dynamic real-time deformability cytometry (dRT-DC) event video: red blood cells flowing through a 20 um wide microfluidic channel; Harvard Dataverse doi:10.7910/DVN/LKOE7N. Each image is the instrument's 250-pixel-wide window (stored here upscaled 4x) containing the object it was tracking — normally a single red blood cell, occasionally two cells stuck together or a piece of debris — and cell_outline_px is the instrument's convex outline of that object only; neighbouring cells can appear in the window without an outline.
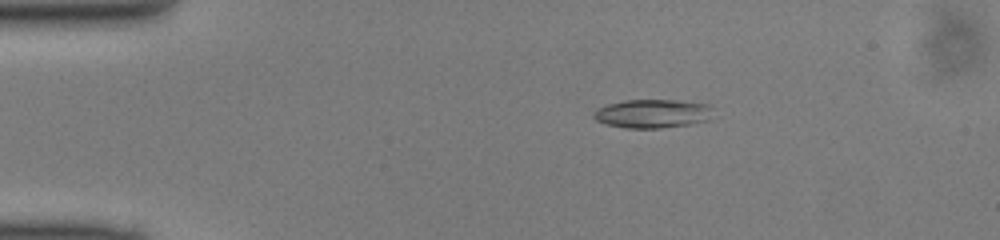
{"species": "common noctule bat (a hibernating species)", "species_latin": "Nyctalus noctula", "temperature_condition": "cold", "stored_images_in_passage": 41, "camera_frame_rate_fps": 3000, "um_per_image_px": 0.085, "animal": {"sex": "male", "body_mass_g": 13.0, "forearm_length_mm": 53.1}, "frame": {"image": 1, "passage_image": 1, "time_ms": 0.0, "image_size_px": [1000, 240], "cell_outline_px": [[720, 116], [712, 120], [692, 124], [660, 128], [624, 128], [604, 124], [596, 120], [592, 116], [592, 112], [596, 108], [608, 104], [624, 100], [676, 100], [712, 104], [716, 108]], "centroid_in_image_um": [55.62, 9.66], "position_along_channel_um": 29.4, "area_um2": 20.98}}
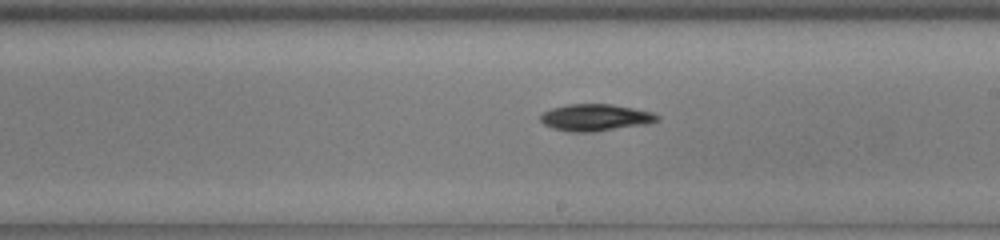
{"frame": {"image": 2, "passage_image": 20, "time_ms": 6.333, "image_size_px": [1000, 240], "cell_outline_px": [[660, 120], [648, 124], [592, 132], [568, 132], [552, 128], [544, 124], [540, 120], [540, 116], [544, 112], [552, 108], [568, 104], [612, 104], [652, 112], [660, 116]], "centroid_in_image_um": [50.62, 9.99], "position_along_channel_um": 238.4, "area_um2": 18.32}}
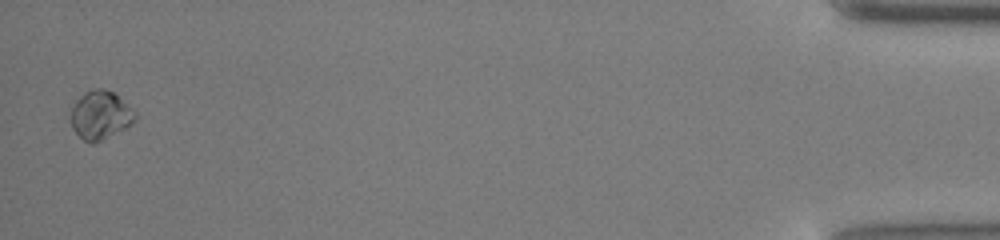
{"frame": {"image": 3, "passage_image": 40, "time_ms": 13.0, "image_size_px": [1000, 240], "cell_outline_px": [[136, 116], [132, 124], [92, 144], [88, 144], [72, 128], [68, 116], [76, 100], [84, 92], [92, 88], [100, 88], [112, 92], [136, 112]], "centroid_in_image_um": [8.48, 9.78], "position_along_channel_um": 426.7, "area_um2": 18.03}}